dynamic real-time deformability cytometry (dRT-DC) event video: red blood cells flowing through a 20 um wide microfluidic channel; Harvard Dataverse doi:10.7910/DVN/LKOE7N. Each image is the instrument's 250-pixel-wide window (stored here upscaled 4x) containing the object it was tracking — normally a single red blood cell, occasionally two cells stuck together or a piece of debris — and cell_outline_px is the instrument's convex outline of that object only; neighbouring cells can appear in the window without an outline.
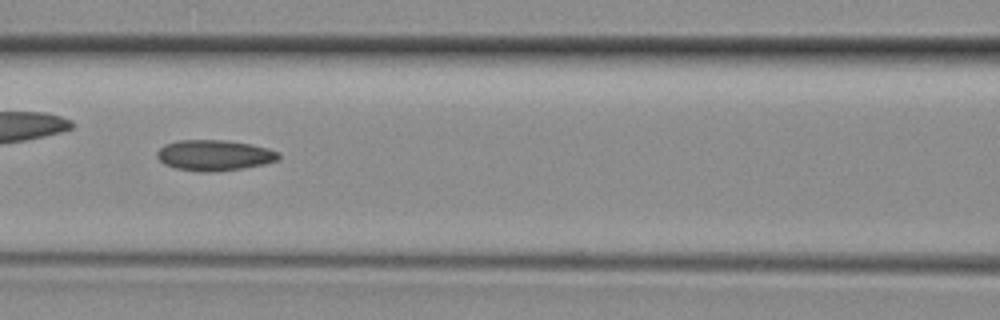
{"species": "common noctule bat (a hibernating species)", "species_latin": "Nyctalus noctula", "temperature_condition": "room temperature", "stored_images_in_passage": 32, "camera_frame_rate_fps": 3000, "um_per_image_px": 0.085, "animal": {"sex": "female", "body_mass_g": 29.2, "forearm_length_mm": 56.3}, "frame": {"image": 1, "passage_image": 10, "time_ms": 3.0, "image_size_px": [1000, 320], "cell_outline_px": [[280, 156], [276, 160], [264, 164], [240, 168], [212, 172], [200, 172], [176, 168], [164, 164], [156, 156], [156, 152], [164, 144], [176, 140], [224, 140], [248, 144], [268, 148], [280, 152]], "centroid_in_image_um": [18.18, 13.19], "position_along_channel_um": 148.4, "area_um2": 21.68}}
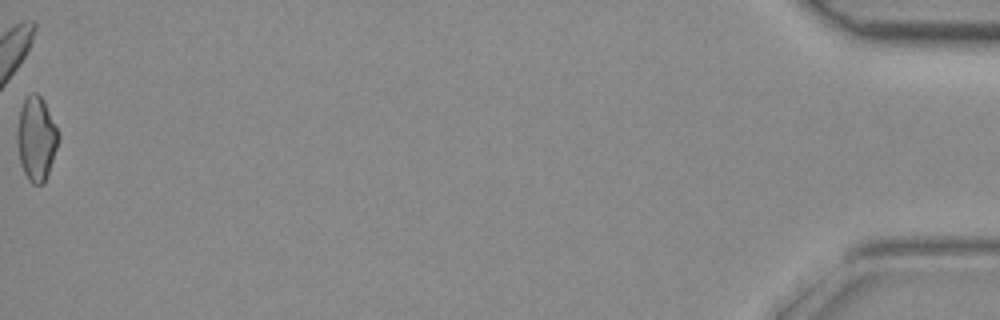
{"frame": {"image": 2, "passage_image": 32, "time_ms": 10.333, "image_size_px": [1000, 320], "cell_outline_px": [[60, 136], [44, 184], [32, 184], [28, 180], [20, 164], [16, 144], [16, 132], [20, 108], [24, 100], [32, 92], [36, 92], [44, 100]], "centroid_in_image_um": [3.06, 11.78], "position_along_channel_um": 432.1, "area_um2": 20.23}}